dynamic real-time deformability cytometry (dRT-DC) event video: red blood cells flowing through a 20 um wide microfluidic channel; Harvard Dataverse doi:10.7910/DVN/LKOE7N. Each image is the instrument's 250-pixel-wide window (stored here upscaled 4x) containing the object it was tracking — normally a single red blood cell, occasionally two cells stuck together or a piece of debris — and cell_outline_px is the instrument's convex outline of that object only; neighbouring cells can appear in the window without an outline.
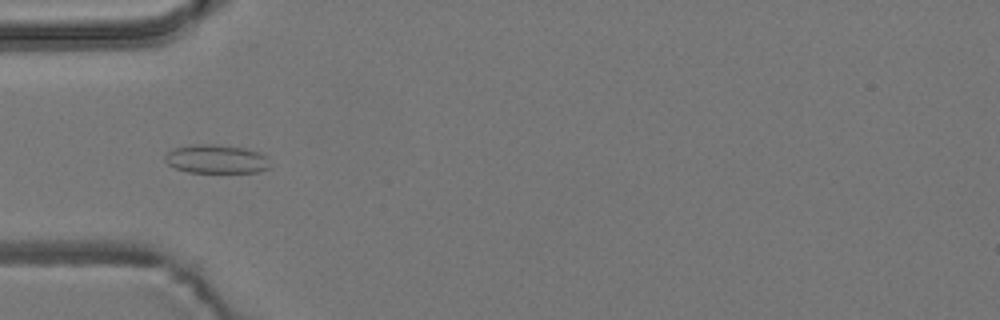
{"species": "common noctule bat (a hibernating species)", "species_latin": "Nyctalus noctula", "temperature_condition": "room temperature", "stored_images_in_passage": 9, "camera_frame_rate_fps": 3000, "um_per_image_px": 0.085, "animal": {"sex": "male", "body_mass_g": 19.2, "forearm_length_mm": 51.8}, "frame": {"image": 1, "passage_image": 4, "time_ms": 4.333, "image_size_px": [1000, 320], "cell_outline_px": [[268, 168], [260, 172], [188, 172], [176, 168], [168, 164], [164, 160], [164, 156], [172, 148], [192, 144], [212, 144], [244, 148], [260, 152], [268, 156]], "centroid_in_image_um": [18.37, 13.51], "position_along_channel_um": 66.6, "area_um2": 17.63}}
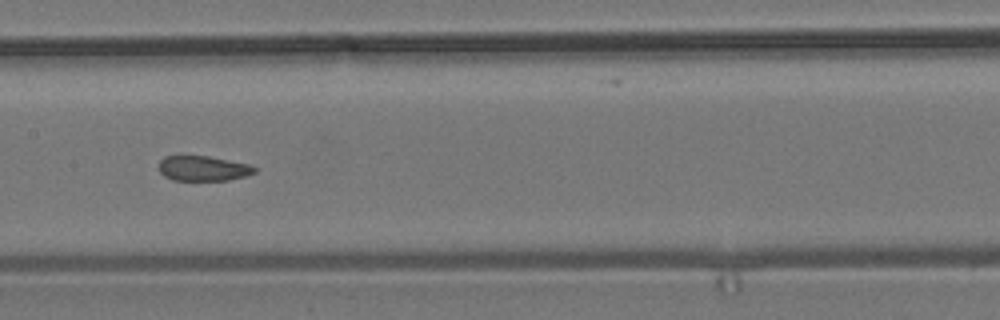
{"frame": {"image": 2, "passage_image": 7, "time_ms": 7.667, "image_size_px": [1000, 320], "cell_outline_px": [[256, 172], [244, 176], [228, 180], [172, 180], [164, 176], [160, 172], [160, 160], [164, 156], [208, 156], [248, 164], [256, 168]], "centroid_in_image_um": [17.25, 14.31], "position_along_channel_um": 190.2, "area_um2": 13.81}}
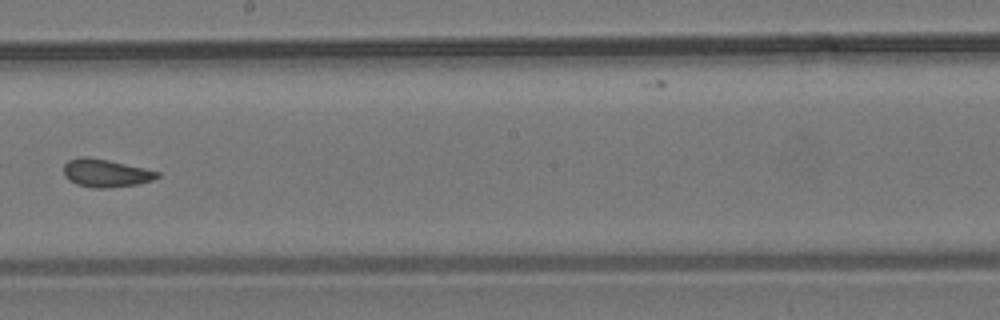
{"frame": {"image": 3, "passage_image": 8, "time_ms": 9.0, "image_size_px": [1000, 320], "cell_outline_px": [[160, 176], [152, 180], [140, 184], [108, 188], [92, 188], [76, 184], [68, 180], [64, 176], [64, 164], [68, 160], [84, 156], [88, 156], [108, 160], [144, 168], [160, 172]], "centroid_in_image_um": [8.98, 14.72], "position_along_channel_um": 239.2, "area_um2": 15.37}}